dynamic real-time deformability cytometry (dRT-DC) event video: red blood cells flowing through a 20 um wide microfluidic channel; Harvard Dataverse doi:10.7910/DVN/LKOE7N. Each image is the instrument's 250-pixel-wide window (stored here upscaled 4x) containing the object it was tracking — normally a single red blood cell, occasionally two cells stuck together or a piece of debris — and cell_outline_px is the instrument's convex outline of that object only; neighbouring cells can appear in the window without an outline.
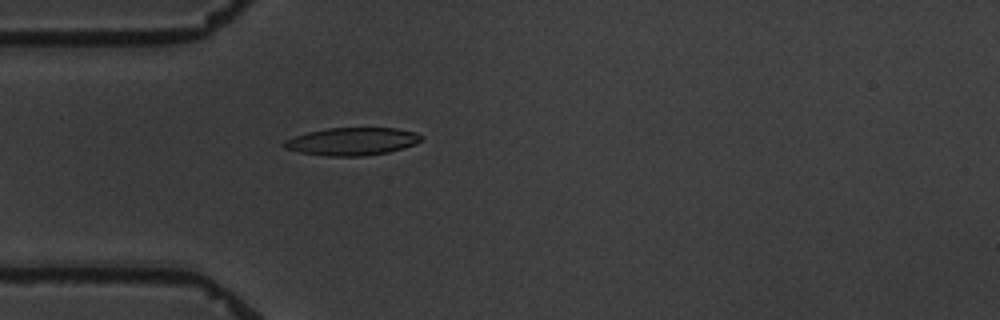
{"species": "common noctule bat (a hibernating species)", "species_latin": "Nyctalus noctula", "temperature_condition": "warm", "stored_images_in_passage": 4, "camera_frame_rate_fps": 3000, "um_per_image_px": 0.085, "animal": {"sex": "male", "body_mass_g": 19.5, "forearm_length_mm": 54.6}, "frame": {"image": 1, "passage_image": 4, "time_ms": 4.333, "image_size_px": [1000, 320], "cell_outline_px": [[424, 140], [388, 152], [364, 156], [328, 156], [300, 152], [284, 148], [284, 140], [308, 132], [328, 128], [396, 128], [416, 132], [424, 136]], "centroid_in_image_um": [29.95, 12.01], "position_along_channel_um": 55.1, "area_um2": 21.96}}